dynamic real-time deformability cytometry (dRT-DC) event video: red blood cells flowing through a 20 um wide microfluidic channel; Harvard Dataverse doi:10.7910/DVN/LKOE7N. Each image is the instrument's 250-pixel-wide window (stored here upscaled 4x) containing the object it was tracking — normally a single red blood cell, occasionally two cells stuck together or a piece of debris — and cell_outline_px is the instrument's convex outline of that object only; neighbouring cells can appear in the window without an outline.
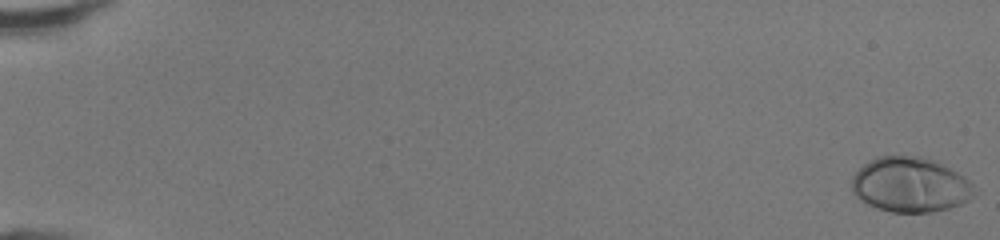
{"species": "human", "species_latin": "Homo sapiens", "temperature_condition": "room temperature", "stored_images_in_passage": 49, "camera_frame_rate_fps": 3000, "um_per_image_px": 0.085, "donor": {"sex": "female"}, "frame": {"image": 1, "passage_image": 1, "time_ms": 0.0, "image_size_px": [1000, 240], "cell_outline_px": [[980, 192], [968, 200], [960, 204], [948, 208], [932, 212], [892, 212], [876, 208], [860, 200], [852, 192], [852, 176], [864, 164], [880, 156], [920, 156], [936, 160], [964, 176]], "centroid_in_image_um": [77.41, 15.71], "position_along_channel_um": 7.6, "area_um2": 39.42}}
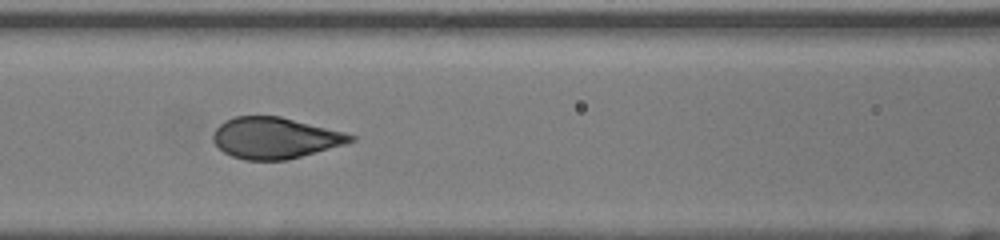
{"frame": {"image": 2, "passage_image": 24, "time_ms": 7.667, "image_size_px": [1000, 240], "cell_outline_px": [[356, 140], [344, 144], [288, 160], [244, 160], [232, 156], [224, 152], [212, 140], [212, 132], [224, 120], [236, 116], [280, 116], [344, 132], [356, 136]], "centroid_in_image_um": [23.35, 11.72], "position_along_channel_um": 143.3, "area_um2": 32.95}}
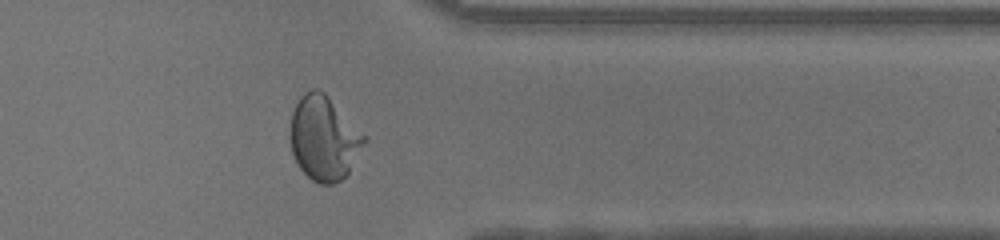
{"frame": {"image": 3, "passage_image": 41, "time_ms": 13.333, "image_size_px": [1000, 240], "cell_outline_px": [[368, 140], [348, 172], [340, 180], [332, 184], [320, 184], [312, 180], [300, 168], [292, 152], [288, 132], [292, 112], [300, 96], [304, 92], [312, 88], [316, 88], [324, 92], [368, 136]], "centroid_in_image_um": [27.53, 11.72], "position_along_channel_um": 383.9, "area_um2": 36.7}, "authors_computed_cell_mechanics": {"area_um2": 34.7378, "velocity_mm_per_s": 4.319, "shape_relaxation_time_tau1_ms": 3.4196, "shape_relaxation_time_tau2_ms": null, "deformation_change_tau1": 0.2181, "deformation_change_tau2": null}}